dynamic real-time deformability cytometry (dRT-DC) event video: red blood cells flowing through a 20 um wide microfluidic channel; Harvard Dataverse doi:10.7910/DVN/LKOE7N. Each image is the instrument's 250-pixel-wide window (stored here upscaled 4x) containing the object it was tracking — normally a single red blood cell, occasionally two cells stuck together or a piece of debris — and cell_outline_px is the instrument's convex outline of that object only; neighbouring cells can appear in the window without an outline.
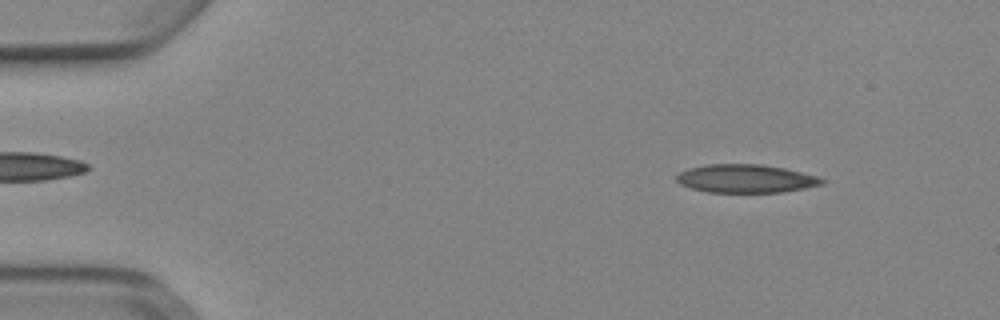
{"species": "Egyptian fruit bat (a non-hibernating species)", "species_latin": "Rousettus aegyptiacus", "temperature_condition": "cold", "stored_images_in_passage": 50, "camera_frame_rate_fps": 3000, "um_per_image_px": 0.085, "animal": {"sex": "female"}, "frame": {"image": 1, "passage_image": 5, "time_ms": 1.333, "image_size_px": [1000, 320], "cell_outline_px": [[824, 184], [784, 192], [708, 192], [692, 188], [680, 184], [676, 180], [676, 176], [680, 172], [688, 168], [708, 164], [764, 164], [784, 168], [816, 176], [824, 180]], "centroid_in_image_um": [63.37, 15.18], "position_along_channel_um": 21.6, "area_um2": 23.87}}
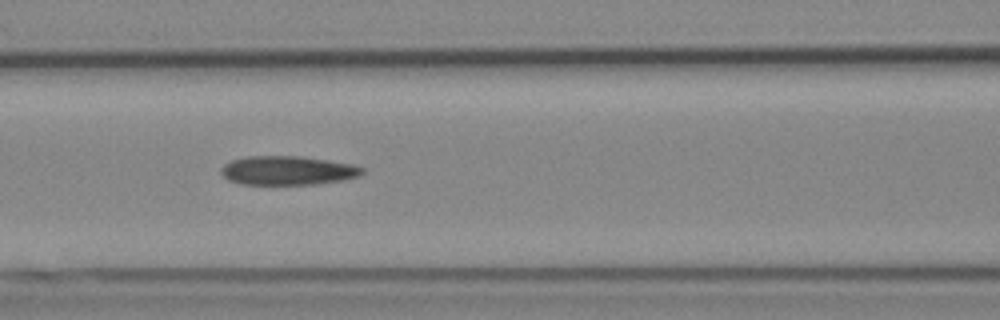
{"frame": {"image": 2, "passage_image": 21, "time_ms": 6.667, "image_size_px": [1000, 320], "cell_outline_px": [[364, 172], [360, 176], [344, 180], [316, 184], [240, 184], [228, 180], [220, 172], [220, 168], [224, 164], [232, 160], [248, 156], [300, 156], [328, 160], [352, 164], [364, 168]], "centroid_in_image_um": [24.46, 14.49], "position_along_channel_um": 142.1, "area_um2": 23.93}}
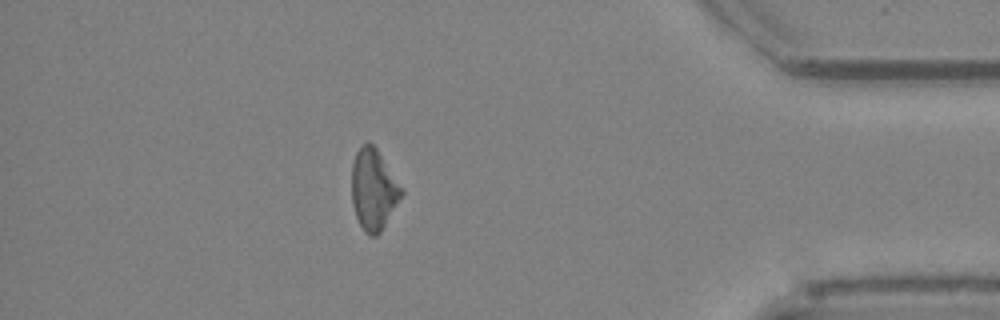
{"frame": {"image": 3, "passage_image": 44, "time_ms": 14.333, "image_size_px": [1000, 320], "cell_outline_px": [[404, 192], [380, 232], [376, 236], [368, 236], [364, 232], [356, 216], [352, 204], [352, 164], [356, 152], [368, 140], [376, 148], [404, 188]], "centroid_in_image_um": [31.75, 16.1], "position_along_channel_um": 403.4, "area_um2": 23.41}}